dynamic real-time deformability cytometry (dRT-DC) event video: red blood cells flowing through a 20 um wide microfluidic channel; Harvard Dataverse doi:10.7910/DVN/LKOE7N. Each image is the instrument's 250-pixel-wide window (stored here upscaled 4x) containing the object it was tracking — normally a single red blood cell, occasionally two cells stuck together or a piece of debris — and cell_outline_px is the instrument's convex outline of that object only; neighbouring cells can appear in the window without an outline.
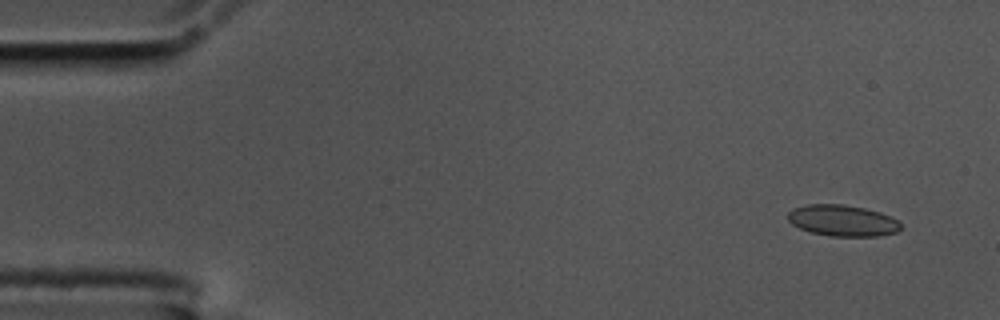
{"species": "common noctule bat (a hibernating species)", "species_latin": "Nyctalus noctula", "temperature_condition": "cold", "stored_images_in_passage": 58, "camera_frame_rate_fps": 3000, "um_per_image_px": 0.085, "animal": {"sex": "male", "body_mass_g": 17.5, "forearm_length_mm": 52.3}, "frame": {"image": 1, "passage_image": 4, "time_ms": 1.0, "image_size_px": [1000, 320], "cell_outline_px": [[900, 228], [896, 232], [880, 236], [832, 236], [812, 232], [800, 228], [792, 224], [788, 220], [788, 212], [792, 208], [808, 204], [844, 204], [864, 208], [880, 212], [892, 216], [900, 224]], "centroid_in_image_um": [71.61, 18.74], "position_along_channel_um": 13.4, "area_um2": 20.52}}
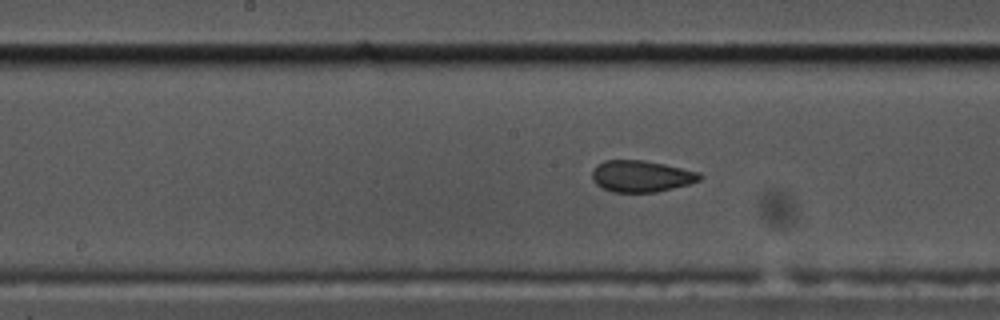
{"frame": {"image": 2, "passage_image": 29, "time_ms": 9.333, "image_size_px": [1000, 320], "cell_outline_px": [[704, 176], [700, 180], [688, 184], [656, 192], [612, 192], [596, 184], [592, 180], [592, 168], [596, 164], [604, 160], [644, 160], [664, 164], [700, 172]], "centroid_in_image_um": [54.49, 14.97], "position_along_channel_um": 193.7, "area_um2": 19.88}}
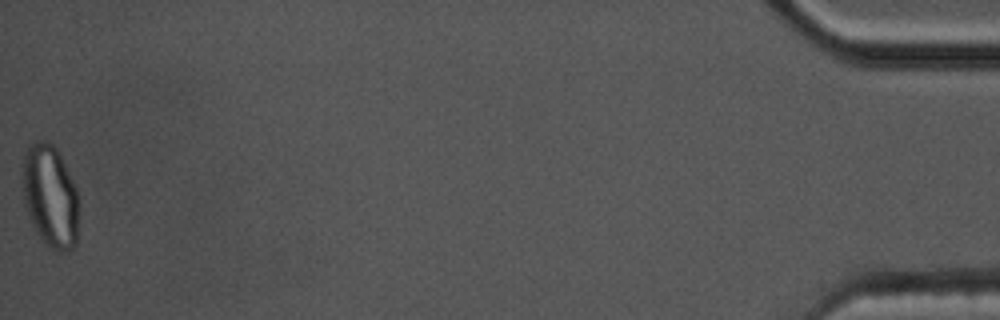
{"frame": {"image": 3, "passage_image": 58, "time_ms": 19.0, "image_size_px": [1000, 320], "cell_outline_px": [[76, 244], [72, 248], [64, 252], [60, 252], [44, 244], [36, 232], [28, 216], [24, 204], [20, 172], [20, 164], [28, 144], [32, 140], [48, 140], [56, 148], [76, 188]], "centroid_in_image_um": [4.18, 16.62], "position_along_channel_um": 431.0, "area_um2": 33.93}, "authors_computed_cell_mechanics": {"area_um2": 20.4612, "velocity_mm_per_s": 3.484, "shape_relaxation_time_tau1_ms": null, "shape_relaxation_time_tau2_ms": 1.1675, "deformation_change_tau1": null, "deformation_change_tau2": 0.0523}}